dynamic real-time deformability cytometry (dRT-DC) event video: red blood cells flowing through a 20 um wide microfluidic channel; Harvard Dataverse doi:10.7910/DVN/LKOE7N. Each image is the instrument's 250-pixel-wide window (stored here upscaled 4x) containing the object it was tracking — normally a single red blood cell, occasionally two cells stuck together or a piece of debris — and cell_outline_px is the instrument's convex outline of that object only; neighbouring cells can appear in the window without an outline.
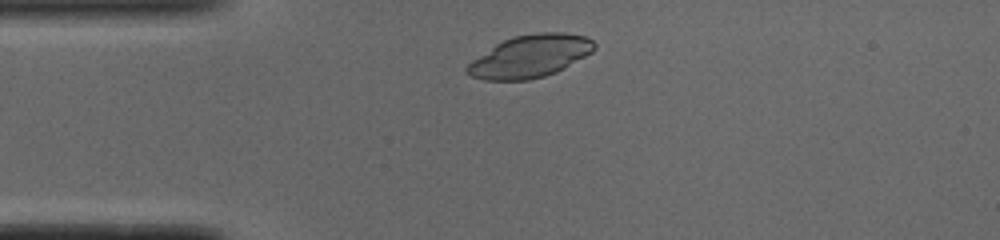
{"species": "common noctule bat (a hibernating species)", "species_latin": "Nyctalus noctula", "temperature_condition": "cold", "stored_images_in_passage": 43, "camera_frame_rate_fps": 3000, "um_per_image_px": 0.085, "animal": {"sex": "male", "body_mass_g": 19.0, "forearm_length_mm": 50.8}, "frame": {"image": 1, "passage_image": 3, "time_ms": 0.667, "image_size_px": [1000, 240], "cell_outline_px": [[596, 48], [592, 52], [564, 68], [556, 72], [544, 76], [528, 80], [484, 80], [472, 76], [464, 72], [464, 68], [472, 60], [496, 44], [512, 36], [540, 32], [564, 32], [584, 36], [592, 40], [596, 44]], "centroid_in_image_um": [45.05, 4.78], "position_along_channel_um": 40.0, "area_um2": 31.44}}